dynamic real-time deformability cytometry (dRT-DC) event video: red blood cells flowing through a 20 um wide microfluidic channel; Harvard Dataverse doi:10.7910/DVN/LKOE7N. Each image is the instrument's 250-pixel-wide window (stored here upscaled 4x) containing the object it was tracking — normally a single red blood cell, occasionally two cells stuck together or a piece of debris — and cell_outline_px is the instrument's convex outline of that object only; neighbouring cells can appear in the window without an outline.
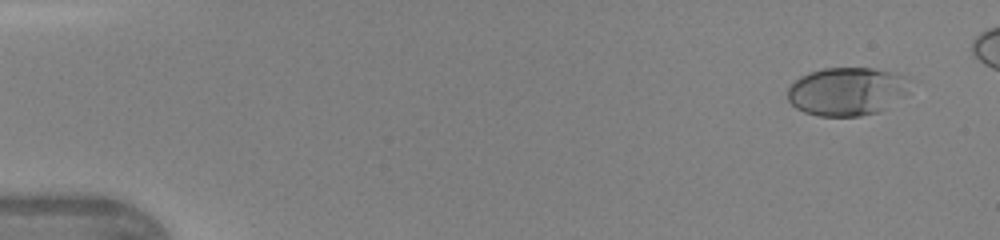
{"species": "human", "species_latin": "Homo sapiens", "temperature_condition": "warm", "stored_images_in_passage": 43, "camera_frame_rate_fps": 3000, "um_per_image_px": 0.085, "donor": {"sex": "female"}, "frame": {"image": 1, "passage_image": 3, "time_ms": 0.667, "image_size_px": [1000, 240], "cell_outline_px": [[908, 76], [904, 88], [880, 112], [860, 116], [820, 116], [804, 112], [796, 108], [788, 100], [788, 88], [800, 76], [808, 72], [824, 68], [872, 68]], "centroid_in_image_um": [71.85, 7.76], "position_along_channel_um": 13.1, "area_um2": 33.47}}
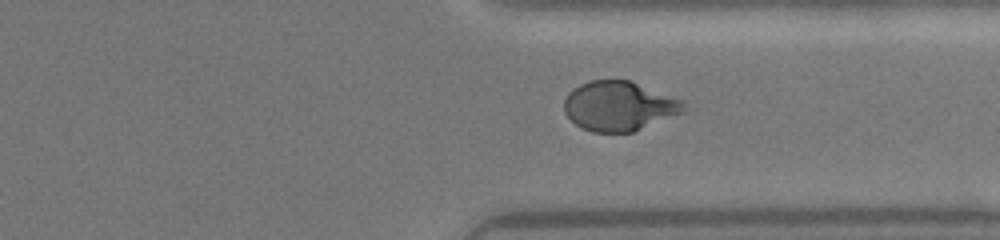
{"frame": {"image": 2, "passage_image": 36, "time_ms": 11.667, "image_size_px": [1000, 240], "cell_outline_px": [[688, 100], [684, 112], [632, 132], [592, 132], [580, 128], [564, 112], [564, 100], [568, 92], [572, 88], [588, 80], [628, 80]], "centroid_in_image_um": [52.65, 9.0], "position_along_channel_um": 358.7, "area_um2": 34.97}}
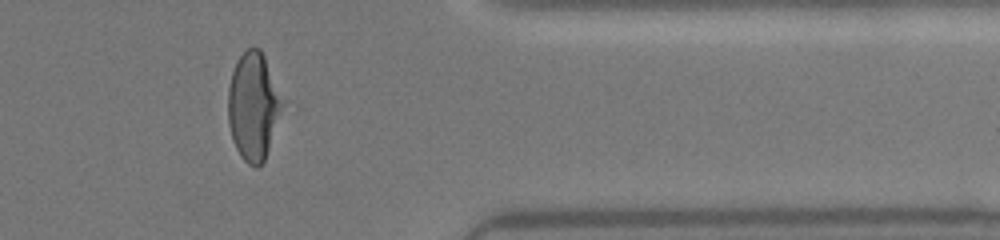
{"frame": {"image": 3, "passage_image": 39, "time_ms": 12.667, "image_size_px": [1000, 240], "cell_outline_px": [[284, 104], [264, 160], [256, 168], [248, 164], [240, 156], [232, 140], [228, 124], [228, 88], [232, 72], [236, 60], [248, 48], [260, 48], [264, 56], [284, 100]], "centroid_in_image_um": [21.52, 9.03], "position_along_channel_um": 389.9, "area_um2": 33.93}}